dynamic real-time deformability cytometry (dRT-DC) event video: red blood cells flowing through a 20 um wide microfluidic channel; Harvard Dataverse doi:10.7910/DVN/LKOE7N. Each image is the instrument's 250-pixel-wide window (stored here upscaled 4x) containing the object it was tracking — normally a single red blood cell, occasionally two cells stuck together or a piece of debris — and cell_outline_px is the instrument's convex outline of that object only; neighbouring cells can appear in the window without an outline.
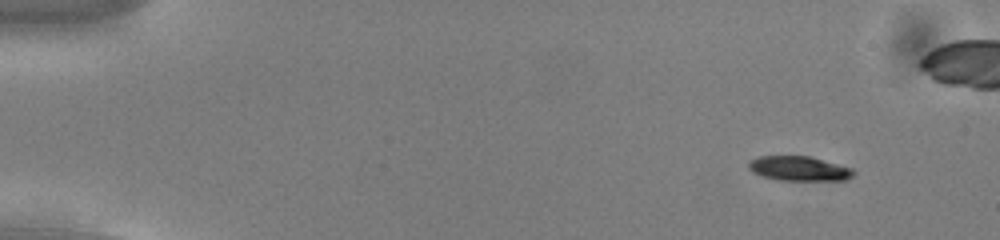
{"species": "common noctule bat (a hibernating species)", "species_latin": "Nyctalus noctula", "temperature_condition": "cold", "stored_images_in_passage": 57, "camera_frame_rate_fps": 3000, "um_per_image_px": 0.085, "animal": {"sex": "male", "body_mass_g": 13.0, "forearm_length_mm": 53.1}, "frame": {"image": 1, "passage_image": 6, "time_ms": 1.667, "image_size_px": [1000, 240], "cell_outline_px": [[856, 172], [852, 176], [844, 180], [780, 180], [764, 176], [752, 172], [748, 168], [748, 164], [752, 160], [760, 156], [808, 156], [852, 168]], "centroid_in_image_um": [67.93, 14.33], "position_along_channel_um": 17.1, "area_um2": 14.8}}
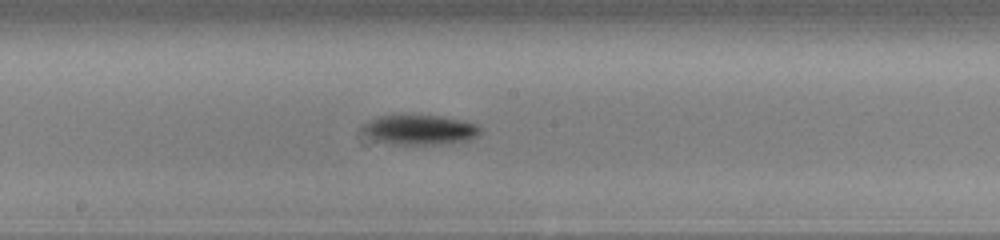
{"frame": {"image": 2, "passage_image": 31, "time_ms": 10.0, "image_size_px": [1000, 240], "cell_outline_px": [[480, 132], [476, 136], [468, 140], [444, 144], [392, 144], [376, 140], [360, 128], [368, 120], [376, 116], [440, 116], [480, 124]], "centroid_in_image_um": [35.7, 11.03], "position_along_channel_um": 212.5, "area_um2": 20.17}}
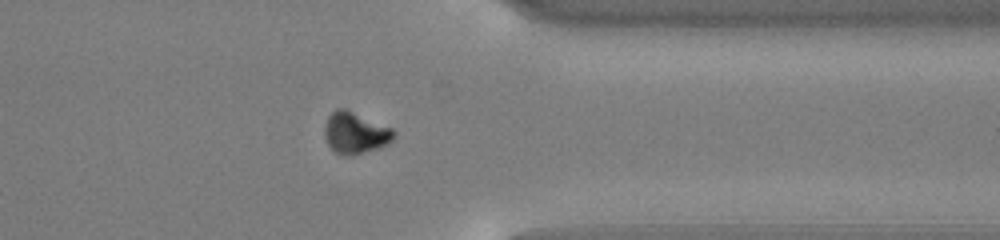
{"frame": {"image": 3, "passage_image": 45, "time_ms": 14.667, "image_size_px": [1000, 240], "cell_outline_px": [[396, 136], [388, 144], [376, 148], [348, 156], [344, 156], [336, 152], [328, 144], [324, 136], [324, 128], [328, 116], [336, 108], [344, 108], [392, 128], [396, 132]], "centroid_in_image_um": [30.19, 11.28], "position_along_channel_um": 381.2, "area_um2": 16.59}, "authors_computed_cell_mechanics": {"area_um2": 17.1666, "velocity_mm_per_s": 3.7513, "shape_relaxation_time_tau1_ms": 1.1512, "shape_relaxation_time_tau2_ms": null, "deformation_change_tau1": 0.0961, "deformation_change_tau2": null}}